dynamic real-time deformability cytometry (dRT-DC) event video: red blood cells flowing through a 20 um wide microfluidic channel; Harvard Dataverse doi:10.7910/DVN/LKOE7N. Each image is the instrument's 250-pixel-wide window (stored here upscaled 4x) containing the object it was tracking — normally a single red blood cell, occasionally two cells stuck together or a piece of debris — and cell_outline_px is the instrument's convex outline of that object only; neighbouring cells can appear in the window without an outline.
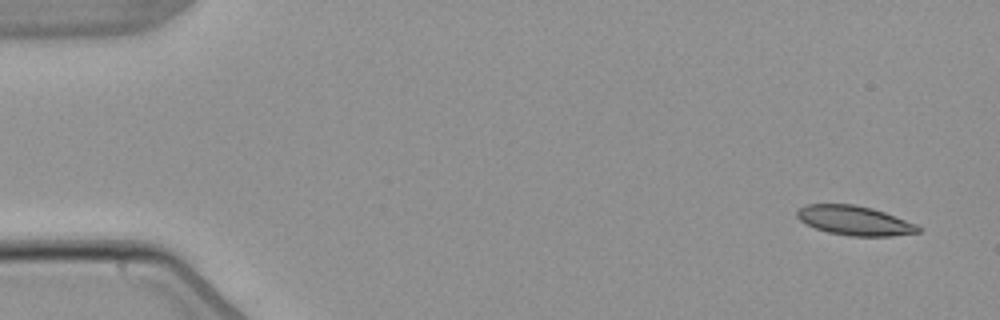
{"species": "common noctule bat (a hibernating species)", "species_latin": "Nyctalus noctula", "temperature_condition": "warm", "stored_images_in_passage": 8, "camera_frame_rate_fps": 3000, "um_per_image_px": 0.085, "animal": {"sex": "male", "body_mass_g": 21.5, "forearm_length_mm": 52.0}, "frame": {"image": 1, "passage_image": 1, "time_ms": 0.0, "image_size_px": [1000, 320], "cell_outline_px": [[920, 232], [892, 236], [848, 236], [828, 232], [804, 224], [796, 216], [796, 212], [800, 208], [808, 204], [852, 204], [872, 208], [884, 212], [916, 224], [920, 228]], "centroid_in_image_um": [72.61, 18.75], "position_along_channel_um": 12.4, "area_um2": 20.69}}